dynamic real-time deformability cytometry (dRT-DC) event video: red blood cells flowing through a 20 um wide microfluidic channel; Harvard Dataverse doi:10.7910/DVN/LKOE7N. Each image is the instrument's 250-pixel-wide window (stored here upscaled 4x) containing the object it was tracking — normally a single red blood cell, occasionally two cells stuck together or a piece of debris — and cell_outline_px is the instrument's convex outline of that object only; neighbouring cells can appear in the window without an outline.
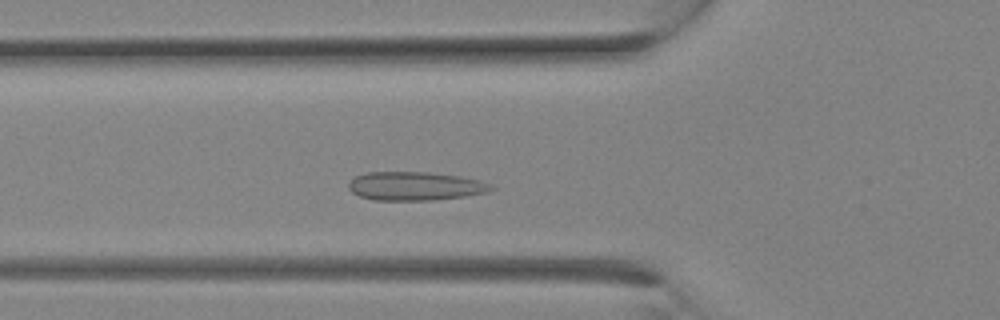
{"species": "Egyptian fruit bat (a non-hibernating species)", "species_latin": "Rousettus aegyptiacus", "temperature_condition": "room temperature", "stored_images_in_passage": 9, "camera_frame_rate_fps": 3000, "um_per_image_px": 0.085, "animal": {"sex": "female"}, "frame": {"image": 1, "passage_image": 7, "time_ms": 2.0, "image_size_px": [1000, 320], "cell_outline_px": [[496, 188], [488, 192], [464, 196], [432, 200], [372, 200], [360, 196], [352, 192], [348, 188], [348, 184], [356, 176], [368, 172], [428, 172], [460, 176], [480, 180], [492, 184]], "centroid_in_image_um": [35.31, 15.82], "position_along_channel_um": 90.5, "area_um2": 23.81}}
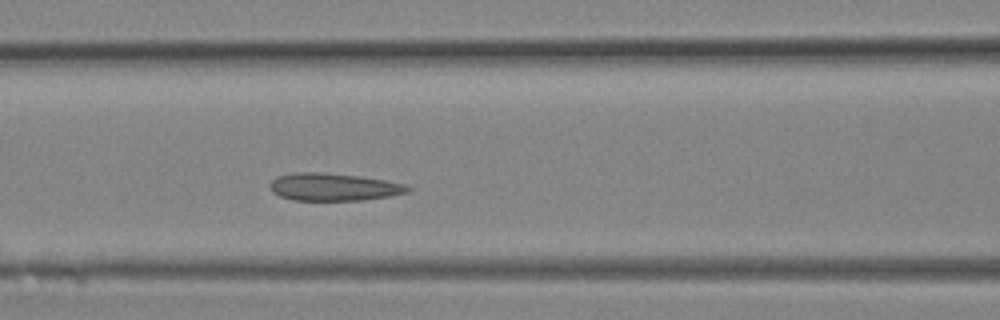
{"frame": {"image": 2, "passage_image": 9, "time_ms": 2.667, "image_size_px": [1000, 320], "cell_outline_px": [[412, 188], [408, 192], [388, 196], [364, 200], [292, 200], [280, 196], [272, 192], [268, 184], [276, 176], [292, 172], [320, 172], [356, 176], [384, 180], [408, 184]], "centroid_in_image_um": [28.32, 15.89], "position_along_channel_um": 138.3, "area_um2": 22.2}}